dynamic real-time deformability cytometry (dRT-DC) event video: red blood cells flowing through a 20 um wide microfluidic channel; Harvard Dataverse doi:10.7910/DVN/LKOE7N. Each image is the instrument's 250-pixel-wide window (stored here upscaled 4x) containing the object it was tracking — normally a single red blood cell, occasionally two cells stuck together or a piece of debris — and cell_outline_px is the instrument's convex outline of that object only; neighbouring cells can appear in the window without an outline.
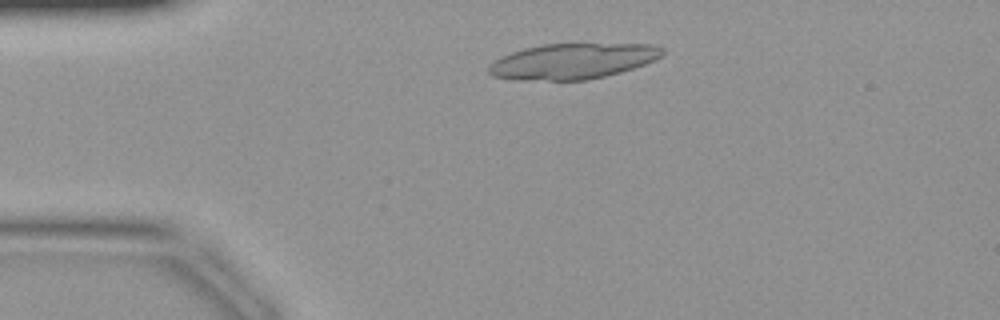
{"species": "common noctule bat (a hibernating species)", "species_latin": "Nyctalus noctula", "temperature_condition": "warm", "stored_images_in_passage": 39, "camera_frame_rate_fps": 3000, "um_per_image_px": 0.085, "animal": {"sex": "female", "body_mass_g": 19.9}, "frame": {"image": 1, "passage_image": 6, "time_ms": 1.667, "image_size_px": [1000, 320], "cell_outline_px": [[664, 52], [656, 60], [620, 72], [588, 80], [512, 80], [492, 76], [488, 72], [488, 64], [500, 56], [524, 48], [544, 44], [652, 44], [664, 48]], "centroid_in_image_um": [48.63, 5.2], "position_along_channel_um": 36.4, "area_um2": 36.13}}